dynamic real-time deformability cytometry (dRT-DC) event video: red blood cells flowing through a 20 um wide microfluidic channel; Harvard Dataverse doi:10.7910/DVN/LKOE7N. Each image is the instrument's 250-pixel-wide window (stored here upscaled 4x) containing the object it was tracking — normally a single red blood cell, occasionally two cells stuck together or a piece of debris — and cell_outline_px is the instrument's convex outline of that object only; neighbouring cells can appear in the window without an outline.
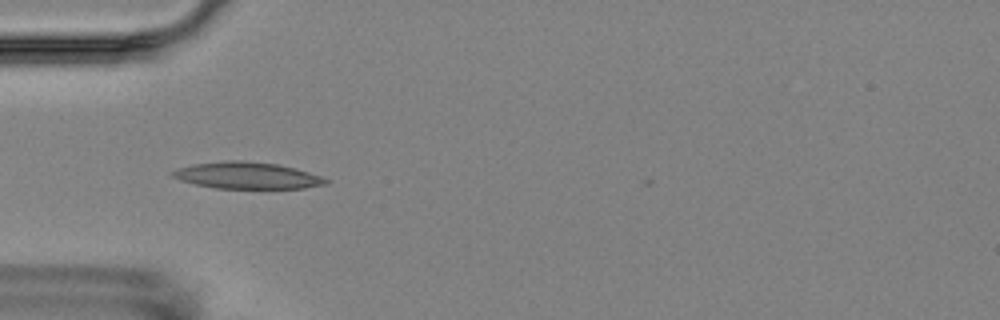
{"species": "Egyptian fruit bat (a non-hibernating species)", "species_latin": "Rousettus aegyptiacus", "temperature_condition": "room temperature", "stored_images_in_passage": 5, "camera_frame_rate_fps": 3000, "um_per_image_px": 0.085, "animal": {"sex": "female"}, "frame": {"image": 1, "passage_image": 4, "time_ms": 3.667, "image_size_px": [1000, 320], "cell_outline_px": [[332, 180], [328, 184], [304, 188], [216, 188], [196, 184], [180, 180], [172, 176], [168, 172], [176, 168], [196, 164], [228, 160], [240, 160], [276, 164], [308, 172]], "centroid_in_image_um": [21.0, 14.92], "position_along_channel_um": 64.0, "area_um2": 23.64}}
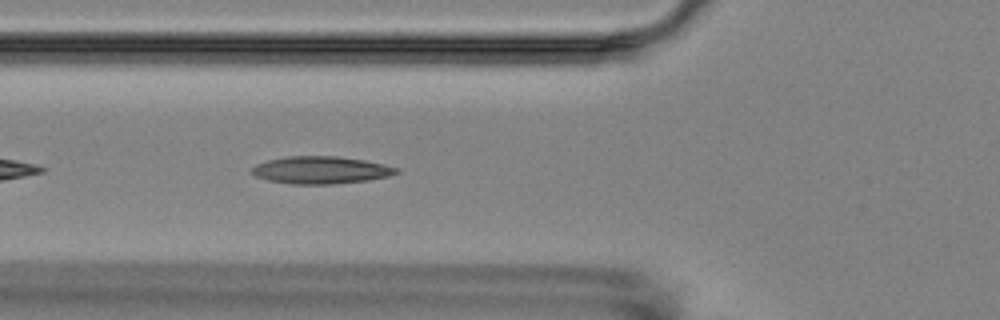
{"frame": {"image": 2, "passage_image": 5, "time_ms": 4.667, "image_size_px": [1000, 320], "cell_outline_px": [[400, 172], [388, 176], [368, 180], [332, 184], [292, 184], [268, 180], [256, 176], [252, 172], [252, 168], [256, 164], [268, 160], [288, 156], [336, 156], [364, 160], [384, 164], [400, 168]], "centroid_in_image_um": [27.3, 14.45], "position_along_channel_um": 98.5, "area_um2": 23.0}}